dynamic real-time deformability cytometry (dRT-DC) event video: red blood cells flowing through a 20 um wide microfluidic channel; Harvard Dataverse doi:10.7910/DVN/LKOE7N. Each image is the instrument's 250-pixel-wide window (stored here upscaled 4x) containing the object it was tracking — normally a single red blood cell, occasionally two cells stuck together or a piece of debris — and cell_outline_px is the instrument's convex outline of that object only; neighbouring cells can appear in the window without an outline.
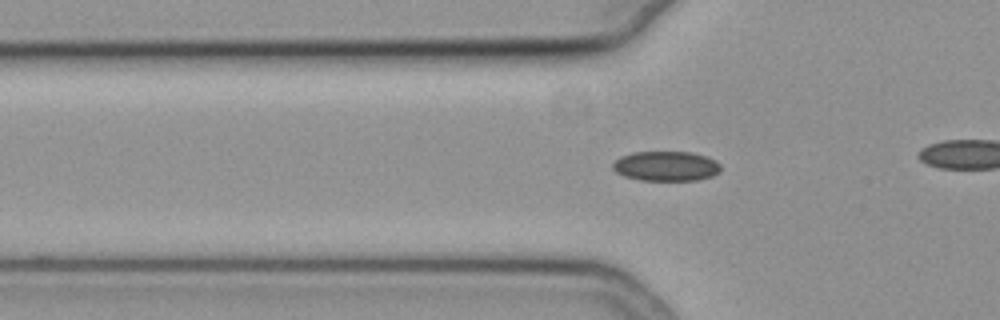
{"species": "common noctule bat (a hibernating species)", "species_latin": "Nyctalus noctula", "temperature_condition": "cold", "stored_images_in_passage": 37, "camera_frame_rate_fps": 3000, "um_per_image_px": 0.085, "animal": {"sex": "female", "body_mass_g": 19.3, "forearm_length_mm": 54.1}, "frame": {"image": 1, "passage_image": 11, "time_ms": 3.333, "image_size_px": [1000, 320], "cell_outline_px": [[720, 172], [712, 176], [696, 180], [640, 180], [624, 176], [616, 172], [612, 168], [612, 164], [620, 156], [632, 152], [692, 152], [708, 156], [716, 160], [720, 164]], "centroid_in_image_um": [56.63, 14.11], "position_along_channel_um": 69.2, "area_um2": 18.9}}
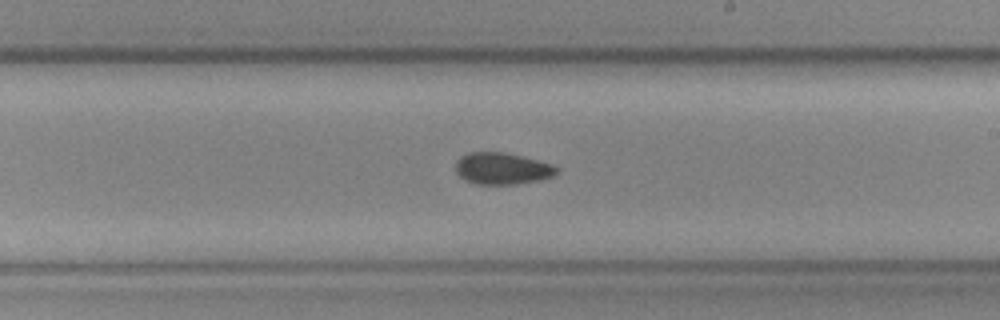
{"frame": {"image": 2, "passage_image": 25, "time_ms": 8.0, "image_size_px": [1000, 320], "cell_outline_px": [[560, 172], [556, 176], [540, 180], [516, 184], [476, 184], [464, 180], [456, 172], [456, 160], [460, 156], [468, 152], [504, 152], [552, 164], [560, 168]], "centroid_in_image_um": [42.71, 14.33], "position_along_channel_um": 246.3, "area_um2": 18.9}}
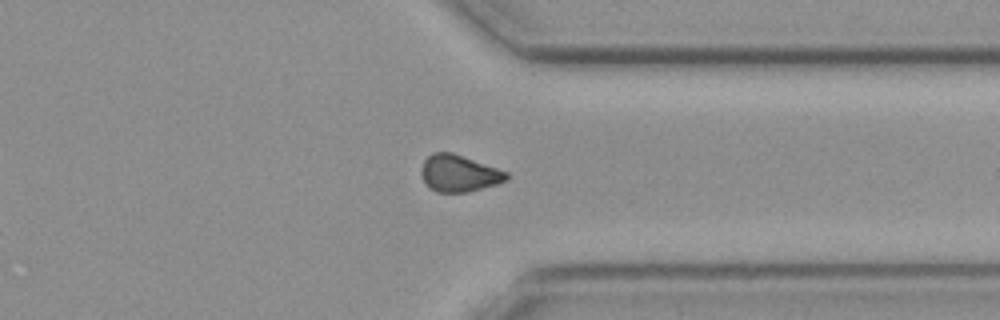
{"frame": {"image": 3, "passage_image": 35, "time_ms": 11.333, "image_size_px": [1000, 320], "cell_outline_px": [[508, 180], [496, 184], [468, 192], [436, 192], [428, 188], [420, 172], [420, 168], [424, 160], [432, 152], [452, 152], [508, 172]], "centroid_in_image_um": [38.98, 14.73], "position_along_channel_um": 372.4, "area_um2": 18.32}}